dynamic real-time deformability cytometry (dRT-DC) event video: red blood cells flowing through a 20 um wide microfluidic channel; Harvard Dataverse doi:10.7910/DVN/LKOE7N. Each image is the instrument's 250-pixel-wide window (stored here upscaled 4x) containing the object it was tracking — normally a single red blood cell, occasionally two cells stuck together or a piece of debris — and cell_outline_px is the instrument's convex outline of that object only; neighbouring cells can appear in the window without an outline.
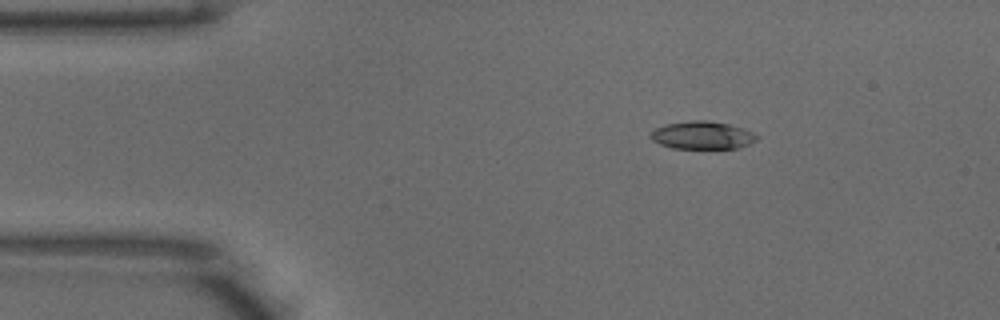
{"species": "common noctule bat (a hibernating species)", "species_latin": "Nyctalus noctula", "temperature_condition": "warm", "stored_images_in_passage": 9, "camera_frame_rate_fps": 3000, "um_per_image_px": 0.085, "animal": {"sex": "male", "body_mass_g": 18.8}, "frame": {"image": 1, "passage_image": 1, "time_ms": 0.0, "image_size_px": [1000, 320], "cell_outline_px": [[760, 136], [756, 140], [740, 148], [672, 148], [660, 144], [652, 140], [648, 136], [656, 128], [664, 124], [692, 120], [704, 120], [728, 124], [752, 132]], "centroid_in_image_um": [59.67, 11.5], "position_along_channel_um": 25.3, "area_um2": 17.11}}